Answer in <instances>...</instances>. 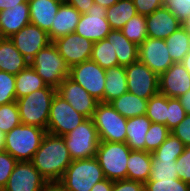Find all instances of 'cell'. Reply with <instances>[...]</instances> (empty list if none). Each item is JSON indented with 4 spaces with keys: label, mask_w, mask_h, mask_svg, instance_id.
<instances>
[{
    "label": "cell",
    "mask_w": 190,
    "mask_h": 191,
    "mask_svg": "<svg viewBox=\"0 0 190 191\" xmlns=\"http://www.w3.org/2000/svg\"><path fill=\"white\" fill-rule=\"evenodd\" d=\"M31 162L47 182H59L72 162L63 136L47 132Z\"/></svg>",
    "instance_id": "6da1fadb"
},
{
    "label": "cell",
    "mask_w": 190,
    "mask_h": 191,
    "mask_svg": "<svg viewBox=\"0 0 190 191\" xmlns=\"http://www.w3.org/2000/svg\"><path fill=\"white\" fill-rule=\"evenodd\" d=\"M56 88L46 86L16 100L22 124L47 129L51 103Z\"/></svg>",
    "instance_id": "7a4b0ae2"
},
{
    "label": "cell",
    "mask_w": 190,
    "mask_h": 191,
    "mask_svg": "<svg viewBox=\"0 0 190 191\" xmlns=\"http://www.w3.org/2000/svg\"><path fill=\"white\" fill-rule=\"evenodd\" d=\"M46 133V129L21 123L5 134L4 150L17 161H31Z\"/></svg>",
    "instance_id": "3957f363"
},
{
    "label": "cell",
    "mask_w": 190,
    "mask_h": 191,
    "mask_svg": "<svg viewBox=\"0 0 190 191\" xmlns=\"http://www.w3.org/2000/svg\"><path fill=\"white\" fill-rule=\"evenodd\" d=\"M105 179L103 170L95 157L72 160L59 183L66 191H91L99 181Z\"/></svg>",
    "instance_id": "277c9868"
},
{
    "label": "cell",
    "mask_w": 190,
    "mask_h": 191,
    "mask_svg": "<svg viewBox=\"0 0 190 191\" xmlns=\"http://www.w3.org/2000/svg\"><path fill=\"white\" fill-rule=\"evenodd\" d=\"M29 65L48 86L57 88L69 76L70 68L59 54L53 42L41 49L30 61Z\"/></svg>",
    "instance_id": "5b68a950"
},
{
    "label": "cell",
    "mask_w": 190,
    "mask_h": 191,
    "mask_svg": "<svg viewBox=\"0 0 190 191\" xmlns=\"http://www.w3.org/2000/svg\"><path fill=\"white\" fill-rule=\"evenodd\" d=\"M131 149L126 143L100 141L95 158L105 178L111 181L127 179V161Z\"/></svg>",
    "instance_id": "8992f818"
},
{
    "label": "cell",
    "mask_w": 190,
    "mask_h": 191,
    "mask_svg": "<svg viewBox=\"0 0 190 191\" xmlns=\"http://www.w3.org/2000/svg\"><path fill=\"white\" fill-rule=\"evenodd\" d=\"M92 120L100 141L126 142L127 118L118 113L110 103L99 102Z\"/></svg>",
    "instance_id": "52a82bcc"
},
{
    "label": "cell",
    "mask_w": 190,
    "mask_h": 191,
    "mask_svg": "<svg viewBox=\"0 0 190 191\" xmlns=\"http://www.w3.org/2000/svg\"><path fill=\"white\" fill-rule=\"evenodd\" d=\"M63 138L72 160L95 157L100 140L92 118H87Z\"/></svg>",
    "instance_id": "ba28073f"
},
{
    "label": "cell",
    "mask_w": 190,
    "mask_h": 191,
    "mask_svg": "<svg viewBox=\"0 0 190 191\" xmlns=\"http://www.w3.org/2000/svg\"><path fill=\"white\" fill-rule=\"evenodd\" d=\"M86 119L56 93L51 103L46 130L48 133L64 136Z\"/></svg>",
    "instance_id": "9c48e42d"
},
{
    "label": "cell",
    "mask_w": 190,
    "mask_h": 191,
    "mask_svg": "<svg viewBox=\"0 0 190 191\" xmlns=\"http://www.w3.org/2000/svg\"><path fill=\"white\" fill-rule=\"evenodd\" d=\"M128 92L149 100L159 93V76L139 60L125 66Z\"/></svg>",
    "instance_id": "30bf717a"
},
{
    "label": "cell",
    "mask_w": 190,
    "mask_h": 191,
    "mask_svg": "<svg viewBox=\"0 0 190 191\" xmlns=\"http://www.w3.org/2000/svg\"><path fill=\"white\" fill-rule=\"evenodd\" d=\"M105 75L106 70L92 60L72 66L69 73L72 80L98 101L104 97Z\"/></svg>",
    "instance_id": "8fae6325"
},
{
    "label": "cell",
    "mask_w": 190,
    "mask_h": 191,
    "mask_svg": "<svg viewBox=\"0 0 190 191\" xmlns=\"http://www.w3.org/2000/svg\"><path fill=\"white\" fill-rule=\"evenodd\" d=\"M111 30L106 19V8L94 3L86 13L81 14L75 33L94 43L106 39Z\"/></svg>",
    "instance_id": "7c38bea8"
},
{
    "label": "cell",
    "mask_w": 190,
    "mask_h": 191,
    "mask_svg": "<svg viewBox=\"0 0 190 191\" xmlns=\"http://www.w3.org/2000/svg\"><path fill=\"white\" fill-rule=\"evenodd\" d=\"M56 92L86 118H92L100 102L69 76L60 83L56 88Z\"/></svg>",
    "instance_id": "4fadbf2b"
},
{
    "label": "cell",
    "mask_w": 190,
    "mask_h": 191,
    "mask_svg": "<svg viewBox=\"0 0 190 191\" xmlns=\"http://www.w3.org/2000/svg\"><path fill=\"white\" fill-rule=\"evenodd\" d=\"M53 43L69 68L91 58L93 42L75 32L60 37L54 40Z\"/></svg>",
    "instance_id": "5bb4252c"
},
{
    "label": "cell",
    "mask_w": 190,
    "mask_h": 191,
    "mask_svg": "<svg viewBox=\"0 0 190 191\" xmlns=\"http://www.w3.org/2000/svg\"><path fill=\"white\" fill-rule=\"evenodd\" d=\"M138 60L147 65L158 76L174 62L169 55L165 40L147 37L139 45Z\"/></svg>",
    "instance_id": "9a60e30c"
},
{
    "label": "cell",
    "mask_w": 190,
    "mask_h": 191,
    "mask_svg": "<svg viewBox=\"0 0 190 191\" xmlns=\"http://www.w3.org/2000/svg\"><path fill=\"white\" fill-rule=\"evenodd\" d=\"M10 40L16 49L30 61L41 49L51 43L48 33L34 24H27L14 33Z\"/></svg>",
    "instance_id": "2e32d148"
},
{
    "label": "cell",
    "mask_w": 190,
    "mask_h": 191,
    "mask_svg": "<svg viewBox=\"0 0 190 191\" xmlns=\"http://www.w3.org/2000/svg\"><path fill=\"white\" fill-rule=\"evenodd\" d=\"M46 183L31 161H18L2 191H41Z\"/></svg>",
    "instance_id": "e0dca14e"
},
{
    "label": "cell",
    "mask_w": 190,
    "mask_h": 191,
    "mask_svg": "<svg viewBox=\"0 0 190 191\" xmlns=\"http://www.w3.org/2000/svg\"><path fill=\"white\" fill-rule=\"evenodd\" d=\"M159 93L168 98H178L190 90V73L181 62L173 63L159 75Z\"/></svg>",
    "instance_id": "ac0fdd59"
},
{
    "label": "cell",
    "mask_w": 190,
    "mask_h": 191,
    "mask_svg": "<svg viewBox=\"0 0 190 191\" xmlns=\"http://www.w3.org/2000/svg\"><path fill=\"white\" fill-rule=\"evenodd\" d=\"M181 26L179 19L164 6L146 15L147 34L150 38L165 40Z\"/></svg>",
    "instance_id": "d6986e66"
},
{
    "label": "cell",
    "mask_w": 190,
    "mask_h": 191,
    "mask_svg": "<svg viewBox=\"0 0 190 191\" xmlns=\"http://www.w3.org/2000/svg\"><path fill=\"white\" fill-rule=\"evenodd\" d=\"M30 23L28 1L0 11V38H9Z\"/></svg>",
    "instance_id": "ffe728a7"
},
{
    "label": "cell",
    "mask_w": 190,
    "mask_h": 191,
    "mask_svg": "<svg viewBox=\"0 0 190 191\" xmlns=\"http://www.w3.org/2000/svg\"><path fill=\"white\" fill-rule=\"evenodd\" d=\"M80 17V12H78L72 5L63 1L52 21L51 29L48 33L50 41L53 42L69 33H74Z\"/></svg>",
    "instance_id": "44dd1931"
},
{
    "label": "cell",
    "mask_w": 190,
    "mask_h": 191,
    "mask_svg": "<svg viewBox=\"0 0 190 191\" xmlns=\"http://www.w3.org/2000/svg\"><path fill=\"white\" fill-rule=\"evenodd\" d=\"M63 0H28L30 23L47 33Z\"/></svg>",
    "instance_id": "7402d4cb"
},
{
    "label": "cell",
    "mask_w": 190,
    "mask_h": 191,
    "mask_svg": "<svg viewBox=\"0 0 190 191\" xmlns=\"http://www.w3.org/2000/svg\"><path fill=\"white\" fill-rule=\"evenodd\" d=\"M29 61L16 49L10 38H0V71L18 74Z\"/></svg>",
    "instance_id": "603a6c76"
},
{
    "label": "cell",
    "mask_w": 190,
    "mask_h": 191,
    "mask_svg": "<svg viewBox=\"0 0 190 191\" xmlns=\"http://www.w3.org/2000/svg\"><path fill=\"white\" fill-rule=\"evenodd\" d=\"M151 160V152L131 150L127 161V179L145 184L150 179Z\"/></svg>",
    "instance_id": "cb8c5ba5"
},
{
    "label": "cell",
    "mask_w": 190,
    "mask_h": 191,
    "mask_svg": "<svg viewBox=\"0 0 190 191\" xmlns=\"http://www.w3.org/2000/svg\"><path fill=\"white\" fill-rule=\"evenodd\" d=\"M104 97L100 102L110 103L128 92L125 66L118 65L106 70Z\"/></svg>",
    "instance_id": "d4e9b609"
},
{
    "label": "cell",
    "mask_w": 190,
    "mask_h": 191,
    "mask_svg": "<svg viewBox=\"0 0 190 191\" xmlns=\"http://www.w3.org/2000/svg\"><path fill=\"white\" fill-rule=\"evenodd\" d=\"M106 39L112 43L119 65L127 66L138 61L139 46L129 41L121 30H111Z\"/></svg>",
    "instance_id": "484cf974"
},
{
    "label": "cell",
    "mask_w": 190,
    "mask_h": 191,
    "mask_svg": "<svg viewBox=\"0 0 190 191\" xmlns=\"http://www.w3.org/2000/svg\"><path fill=\"white\" fill-rule=\"evenodd\" d=\"M151 124L146 115L127 119L125 143L131 150L145 151V137Z\"/></svg>",
    "instance_id": "4316f807"
},
{
    "label": "cell",
    "mask_w": 190,
    "mask_h": 191,
    "mask_svg": "<svg viewBox=\"0 0 190 191\" xmlns=\"http://www.w3.org/2000/svg\"><path fill=\"white\" fill-rule=\"evenodd\" d=\"M147 99L126 92L110 102L113 108L125 118H132L146 114Z\"/></svg>",
    "instance_id": "83f0119b"
},
{
    "label": "cell",
    "mask_w": 190,
    "mask_h": 191,
    "mask_svg": "<svg viewBox=\"0 0 190 191\" xmlns=\"http://www.w3.org/2000/svg\"><path fill=\"white\" fill-rule=\"evenodd\" d=\"M46 86V83L36 73L35 69L28 65L15 75L16 100Z\"/></svg>",
    "instance_id": "f1b7e54d"
},
{
    "label": "cell",
    "mask_w": 190,
    "mask_h": 191,
    "mask_svg": "<svg viewBox=\"0 0 190 191\" xmlns=\"http://www.w3.org/2000/svg\"><path fill=\"white\" fill-rule=\"evenodd\" d=\"M135 15L137 11L133 0H119L106 9V19L112 30H121L125 23Z\"/></svg>",
    "instance_id": "f546056e"
},
{
    "label": "cell",
    "mask_w": 190,
    "mask_h": 191,
    "mask_svg": "<svg viewBox=\"0 0 190 191\" xmlns=\"http://www.w3.org/2000/svg\"><path fill=\"white\" fill-rule=\"evenodd\" d=\"M165 43L173 62H181L190 51V33L181 26L165 39Z\"/></svg>",
    "instance_id": "4dcf8cb0"
},
{
    "label": "cell",
    "mask_w": 190,
    "mask_h": 191,
    "mask_svg": "<svg viewBox=\"0 0 190 191\" xmlns=\"http://www.w3.org/2000/svg\"><path fill=\"white\" fill-rule=\"evenodd\" d=\"M90 60L96 62L105 70L119 65L112 43L107 39L93 43Z\"/></svg>",
    "instance_id": "1f68e13d"
},
{
    "label": "cell",
    "mask_w": 190,
    "mask_h": 191,
    "mask_svg": "<svg viewBox=\"0 0 190 191\" xmlns=\"http://www.w3.org/2000/svg\"><path fill=\"white\" fill-rule=\"evenodd\" d=\"M123 35L138 46L148 37L146 16L137 14L128 20L121 29Z\"/></svg>",
    "instance_id": "d6a6232c"
},
{
    "label": "cell",
    "mask_w": 190,
    "mask_h": 191,
    "mask_svg": "<svg viewBox=\"0 0 190 191\" xmlns=\"http://www.w3.org/2000/svg\"><path fill=\"white\" fill-rule=\"evenodd\" d=\"M168 97L160 93L147 102L146 116L154 123L167 126Z\"/></svg>",
    "instance_id": "836d02e7"
},
{
    "label": "cell",
    "mask_w": 190,
    "mask_h": 191,
    "mask_svg": "<svg viewBox=\"0 0 190 191\" xmlns=\"http://www.w3.org/2000/svg\"><path fill=\"white\" fill-rule=\"evenodd\" d=\"M177 159H161L152 156L151 175L149 180L177 179L176 172Z\"/></svg>",
    "instance_id": "e575fe53"
},
{
    "label": "cell",
    "mask_w": 190,
    "mask_h": 191,
    "mask_svg": "<svg viewBox=\"0 0 190 191\" xmlns=\"http://www.w3.org/2000/svg\"><path fill=\"white\" fill-rule=\"evenodd\" d=\"M185 147L184 143L171 133L151 154L154 158L178 159V157L184 152Z\"/></svg>",
    "instance_id": "d590c367"
},
{
    "label": "cell",
    "mask_w": 190,
    "mask_h": 191,
    "mask_svg": "<svg viewBox=\"0 0 190 191\" xmlns=\"http://www.w3.org/2000/svg\"><path fill=\"white\" fill-rule=\"evenodd\" d=\"M19 124L21 119L16 101L0 105V130L7 134Z\"/></svg>",
    "instance_id": "8d00e7d4"
},
{
    "label": "cell",
    "mask_w": 190,
    "mask_h": 191,
    "mask_svg": "<svg viewBox=\"0 0 190 191\" xmlns=\"http://www.w3.org/2000/svg\"><path fill=\"white\" fill-rule=\"evenodd\" d=\"M171 134V130L163 124L152 122L145 137V151H155Z\"/></svg>",
    "instance_id": "74e56055"
},
{
    "label": "cell",
    "mask_w": 190,
    "mask_h": 191,
    "mask_svg": "<svg viewBox=\"0 0 190 191\" xmlns=\"http://www.w3.org/2000/svg\"><path fill=\"white\" fill-rule=\"evenodd\" d=\"M148 191H190V184L180 179L148 180L145 184Z\"/></svg>",
    "instance_id": "f35d334b"
},
{
    "label": "cell",
    "mask_w": 190,
    "mask_h": 191,
    "mask_svg": "<svg viewBox=\"0 0 190 191\" xmlns=\"http://www.w3.org/2000/svg\"><path fill=\"white\" fill-rule=\"evenodd\" d=\"M16 101L15 75L0 71V105Z\"/></svg>",
    "instance_id": "ab89813d"
},
{
    "label": "cell",
    "mask_w": 190,
    "mask_h": 191,
    "mask_svg": "<svg viewBox=\"0 0 190 191\" xmlns=\"http://www.w3.org/2000/svg\"><path fill=\"white\" fill-rule=\"evenodd\" d=\"M186 116L185 110L178 98H168L167 127L172 130Z\"/></svg>",
    "instance_id": "60d3db41"
},
{
    "label": "cell",
    "mask_w": 190,
    "mask_h": 191,
    "mask_svg": "<svg viewBox=\"0 0 190 191\" xmlns=\"http://www.w3.org/2000/svg\"><path fill=\"white\" fill-rule=\"evenodd\" d=\"M18 161L5 150L0 151V191L6 186L9 176Z\"/></svg>",
    "instance_id": "b9f144b4"
},
{
    "label": "cell",
    "mask_w": 190,
    "mask_h": 191,
    "mask_svg": "<svg viewBox=\"0 0 190 191\" xmlns=\"http://www.w3.org/2000/svg\"><path fill=\"white\" fill-rule=\"evenodd\" d=\"M163 6L170 10L182 24L190 16L189 0H163Z\"/></svg>",
    "instance_id": "7bdbcfd3"
},
{
    "label": "cell",
    "mask_w": 190,
    "mask_h": 191,
    "mask_svg": "<svg viewBox=\"0 0 190 191\" xmlns=\"http://www.w3.org/2000/svg\"><path fill=\"white\" fill-rule=\"evenodd\" d=\"M176 172L178 179L190 184V146H186L184 152L176 160Z\"/></svg>",
    "instance_id": "ee69618b"
},
{
    "label": "cell",
    "mask_w": 190,
    "mask_h": 191,
    "mask_svg": "<svg viewBox=\"0 0 190 191\" xmlns=\"http://www.w3.org/2000/svg\"><path fill=\"white\" fill-rule=\"evenodd\" d=\"M171 133L179 138L185 146H190V114L171 130Z\"/></svg>",
    "instance_id": "f6af8a7d"
},
{
    "label": "cell",
    "mask_w": 190,
    "mask_h": 191,
    "mask_svg": "<svg viewBox=\"0 0 190 191\" xmlns=\"http://www.w3.org/2000/svg\"><path fill=\"white\" fill-rule=\"evenodd\" d=\"M137 14L149 15L163 6V0H133Z\"/></svg>",
    "instance_id": "bcb514c9"
},
{
    "label": "cell",
    "mask_w": 190,
    "mask_h": 191,
    "mask_svg": "<svg viewBox=\"0 0 190 191\" xmlns=\"http://www.w3.org/2000/svg\"><path fill=\"white\" fill-rule=\"evenodd\" d=\"M145 185L130 179H122L113 182L112 191H143Z\"/></svg>",
    "instance_id": "7dc6e473"
},
{
    "label": "cell",
    "mask_w": 190,
    "mask_h": 191,
    "mask_svg": "<svg viewBox=\"0 0 190 191\" xmlns=\"http://www.w3.org/2000/svg\"><path fill=\"white\" fill-rule=\"evenodd\" d=\"M72 5L81 14L86 13L87 10L94 4V0H63Z\"/></svg>",
    "instance_id": "c3c4849f"
},
{
    "label": "cell",
    "mask_w": 190,
    "mask_h": 191,
    "mask_svg": "<svg viewBox=\"0 0 190 191\" xmlns=\"http://www.w3.org/2000/svg\"><path fill=\"white\" fill-rule=\"evenodd\" d=\"M113 182L110 179L105 178L102 181L97 182L91 189V191H112Z\"/></svg>",
    "instance_id": "681fc988"
},
{
    "label": "cell",
    "mask_w": 190,
    "mask_h": 191,
    "mask_svg": "<svg viewBox=\"0 0 190 191\" xmlns=\"http://www.w3.org/2000/svg\"><path fill=\"white\" fill-rule=\"evenodd\" d=\"M28 0H0V11L18 6L20 3L27 2Z\"/></svg>",
    "instance_id": "f907efd6"
},
{
    "label": "cell",
    "mask_w": 190,
    "mask_h": 191,
    "mask_svg": "<svg viewBox=\"0 0 190 191\" xmlns=\"http://www.w3.org/2000/svg\"><path fill=\"white\" fill-rule=\"evenodd\" d=\"M186 114H190V90L178 97Z\"/></svg>",
    "instance_id": "816d5d0a"
},
{
    "label": "cell",
    "mask_w": 190,
    "mask_h": 191,
    "mask_svg": "<svg viewBox=\"0 0 190 191\" xmlns=\"http://www.w3.org/2000/svg\"><path fill=\"white\" fill-rule=\"evenodd\" d=\"M41 191H66L59 182H47Z\"/></svg>",
    "instance_id": "f5cc1de1"
},
{
    "label": "cell",
    "mask_w": 190,
    "mask_h": 191,
    "mask_svg": "<svg viewBox=\"0 0 190 191\" xmlns=\"http://www.w3.org/2000/svg\"><path fill=\"white\" fill-rule=\"evenodd\" d=\"M119 0H94V3L100 4L104 8H109L115 3H117Z\"/></svg>",
    "instance_id": "db71d44e"
},
{
    "label": "cell",
    "mask_w": 190,
    "mask_h": 191,
    "mask_svg": "<svg viewBox=\"0 0 190 191\" xmlns=\"http://www.w3.org/2000/svg\"><path fill=\"white\" fill-rule=\"evenodd\" d=\"M181 64L185 67V69L190 73V51L181 61Z\"/></svg>",
    "instance_id": "11a10c76"
},
{
    "label": "cell",
    "mask_w": 190,
    "mask_h": 191,
    "mask_svg": "<svg viewBox=\"0 0 190 191\" xmlns=\"http://www.w3.org/2000/svg\"><path fill=\"white\" fill-rule=\"evenodd\" d=\"M5 134L0 130V151L4 150Z\"/></svg>",
    "instance_id": "9f6ffc18"
},
{
    "label": "cell",
    "mask_w": 190,
    "mask_h": 191,
    "mask_svg": "<svg viewBox=\"0 0 190 191\" xmlns=\"http://www.w3.org/2000/svg\"><path fill=\"white\" fill-rule=\"evenodd\" d=\"M182 25L186 29V31L190 33V16Z\"/></svg>",
    "instance_id": "6f0895ef"
}]
</instances>
